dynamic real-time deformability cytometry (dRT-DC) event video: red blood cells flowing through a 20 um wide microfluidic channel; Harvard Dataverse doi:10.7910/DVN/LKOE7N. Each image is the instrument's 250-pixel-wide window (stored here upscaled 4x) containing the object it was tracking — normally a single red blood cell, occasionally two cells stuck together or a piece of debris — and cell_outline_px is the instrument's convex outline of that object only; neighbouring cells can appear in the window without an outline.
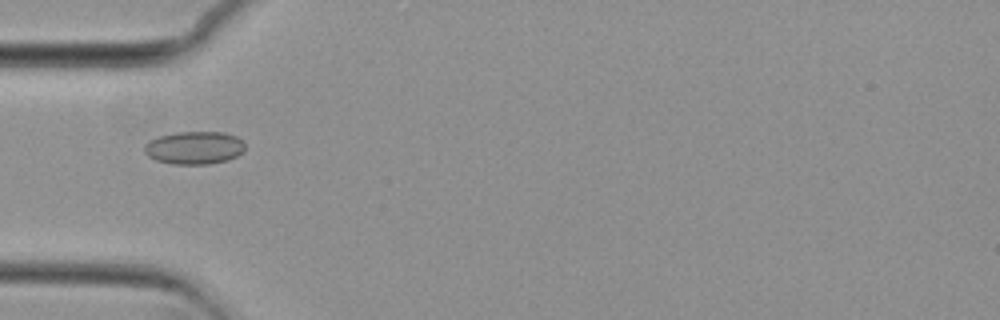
{"species": "common noctule bat (a hibernating species)", "species_latin": "Nyctalus noctula", "temperature_condition": "cold", "stored_images_in_passage": 18, "camera_frame_rate_fps": 3000, "um_per_image_px": 0.085, "animal": {"sex": "female", "body_mass_g": 29.2, "forearm_length_mm": 56.3}, "frame": {"image": 1, "passage_image": 15, "time_ms": 4.667, "image_size_px": [1000, 320], "cell_outline_px": [[244, 152], [228, 160], [208, 164], [172, 164], [156, 160], [148, 156], [144, 152], [144, 144], [148, 140], [160, 136], [176, 132], [224, 132], [236, 136], [244, 144]], "centroid_in_image_um": [16.5, 12.56], "position_along_channel_um": 68.5, "area_um2": 19.36}}